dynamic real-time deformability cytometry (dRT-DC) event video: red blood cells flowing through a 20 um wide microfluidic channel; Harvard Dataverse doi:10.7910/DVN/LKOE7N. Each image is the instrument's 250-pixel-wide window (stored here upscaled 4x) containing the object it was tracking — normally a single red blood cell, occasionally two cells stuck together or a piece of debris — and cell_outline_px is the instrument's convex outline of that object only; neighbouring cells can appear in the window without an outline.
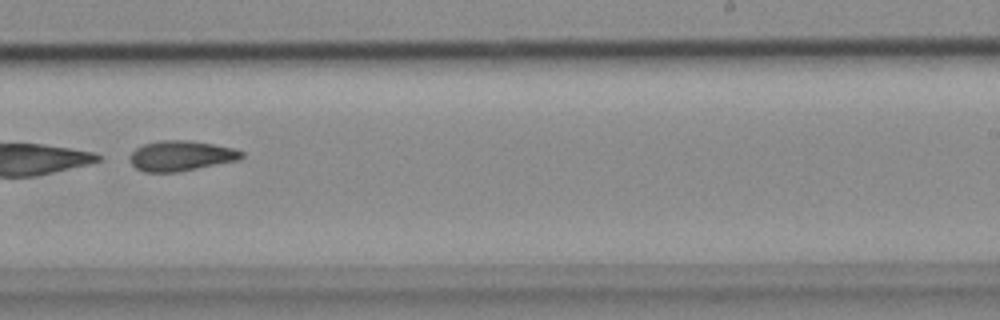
{"species": "common noctule bat (a hibernating species)", "species_latin": "Nyctalus noctula", "temperature_condition": "cold", "stored_images_in_passage": 51, "camera_frame_rate_fps": 3000, "um_per_image_px": 0.085, "animal": {"sex": "female", "body_mass_g": 18.4}, "frame": {"image": 1, "passage_image": 32, "time_ms": 10.333, "image_size_px": [1000, 320], "cell_outline_px": [[244, 156], [240, 160], [176, 172], [144, 172], [136, 168], [132, 164], [128, 156], [136, 148], [144, 144], [160, 140], [188, 140], [236, 148], [244, 152]], "centroid_in_image_um": [15.4, 13.24], "position_along_channel_um": 273.6, "area_um2": 19.77}}